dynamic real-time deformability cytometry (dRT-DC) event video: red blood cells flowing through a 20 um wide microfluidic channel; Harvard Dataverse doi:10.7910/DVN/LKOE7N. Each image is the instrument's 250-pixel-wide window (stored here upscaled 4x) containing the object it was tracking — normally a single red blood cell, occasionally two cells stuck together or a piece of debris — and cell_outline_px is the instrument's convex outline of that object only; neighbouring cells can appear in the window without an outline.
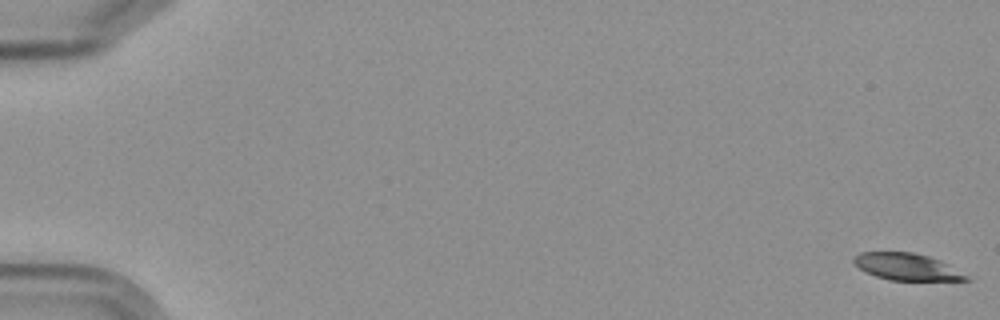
{"species": "Egyptian fruit bat (a non-hibernating species)", "species_latin": "Rousettus aegyptiacus", "temperature_condition": "cold", "stored_images_in_passage": 6, "camera_frame_rate_fps": 3000, "um_per_image_px": 0.085, "frame": {"image": 1, "passage_image": 1, "time_ms": 0.0, "image_size_px": [1000, 320], "cell_outline_px": [[972, 280], [892, 280], [876, 276], [860, 268], [852, 260], [852, 256], [860, 252], [912, 252], [928, 256], [940, 260], [948, 264], [968, 276]], "centroid_in_image_um": [77.07, 22.66], "position_along_channel_um": 7.9, "area_um2": 17.4}}
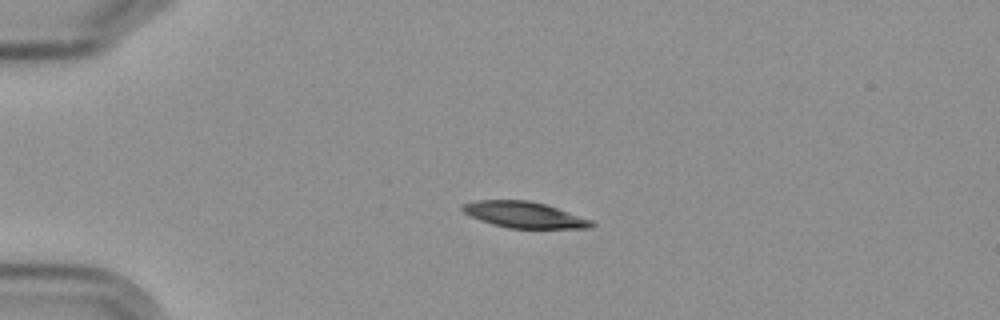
{"frame": {"image": 2, "passage_image": 5, "time_ms": 4.667, "image_size_px": [1000, 320], "cell_outline_px": [[596, 224], [588, 228], [508, 228], [492, 224], [480, 220], [464, 212], [460, 208], [464, 204], [476, 200], [528, 200], [544, 204], [592, 220]], "centroid_in_image_um": [44.55, 18.26], "position_along_channel_um": 40.5, "area_um2": 19.36}}